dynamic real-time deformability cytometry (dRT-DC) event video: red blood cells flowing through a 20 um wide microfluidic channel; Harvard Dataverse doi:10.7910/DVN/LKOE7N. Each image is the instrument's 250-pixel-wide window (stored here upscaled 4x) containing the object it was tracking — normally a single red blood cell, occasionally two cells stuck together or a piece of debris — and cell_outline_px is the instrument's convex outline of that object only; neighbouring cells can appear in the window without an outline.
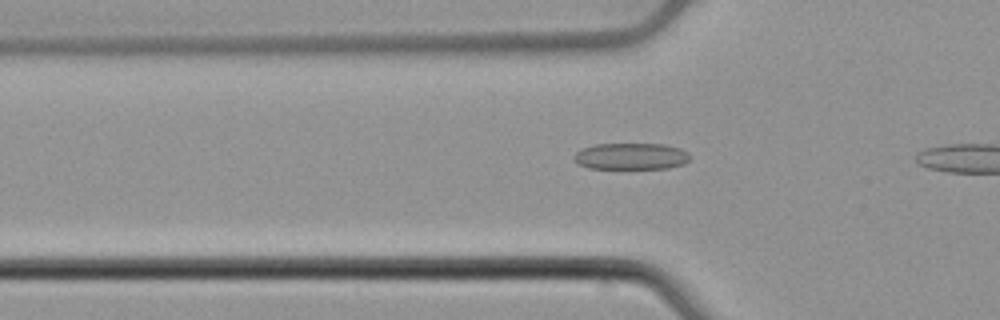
{"species": "common noctule bat (a hibernating species)", "species_latin": "Nyctalus noctula", "temperature_condition": "cold", "stored_images_in_passage": 3, "camera_frame_rate_fps": 3000, "um_per_image_px": 0.085, "animal": {"sex": "male", "body_mass_g": 21.5, "forearm_length_mm": 52.0}, "frame": {"image": 1, "passage_image": 2, "time_ms": 0.333, "image_size_px": [1000, 320], "cell_outline_px": [[688, 160], [684, 164], [668, 168], [588, 168], [576, 164], [572, 160], [572, 156], [580, 148], [596, 144], [664, 144], [680, 148], [688, 152]], "centroid_in_image_um": [53.57, 13.28], "position_along_channel_um": 72.2, "area_um2": 18.09}}